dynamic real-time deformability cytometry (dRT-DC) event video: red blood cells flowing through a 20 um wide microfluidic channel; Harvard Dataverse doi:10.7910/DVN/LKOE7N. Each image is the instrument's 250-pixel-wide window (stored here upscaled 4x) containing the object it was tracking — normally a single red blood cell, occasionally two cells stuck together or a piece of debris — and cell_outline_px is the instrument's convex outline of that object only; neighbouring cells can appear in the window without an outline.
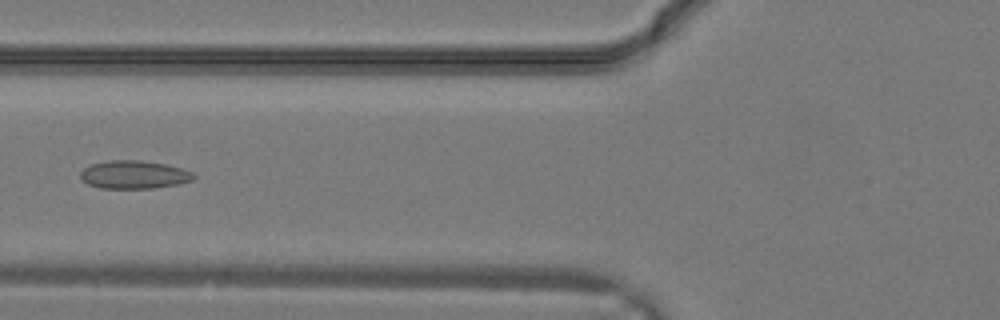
{"species": "common noctule bat (a hibernating species)", "species_latin": "Nyctalus noctula", "temperature_condition": "warm", "stored_images_in_passage": 10, "camera_frame_rate_fps": 3000, "um_per_image_px": 0.085, "animal": {"sex": "male", "body_mass_g": 19.2, "forearm_length_mm": 51.8}, "frame": {"image": 1, "passage_image": 7, "time_ms": 2.0, "image_size_px": [1000, 320], "cell_outline_px": [[196, 176], [192, 180], [176, 184], [152, 188], [100, 188], [88, 184], [80, 176], [80, 172], [84, 168], [92, 164], [108, 160], [140, 160], [164, 164], [180, 168], [192, 172]], "centroid_in_image_um": [11.37, 14.84], "position_along_channel_um": 114.4, "area_um2": 18.32}}
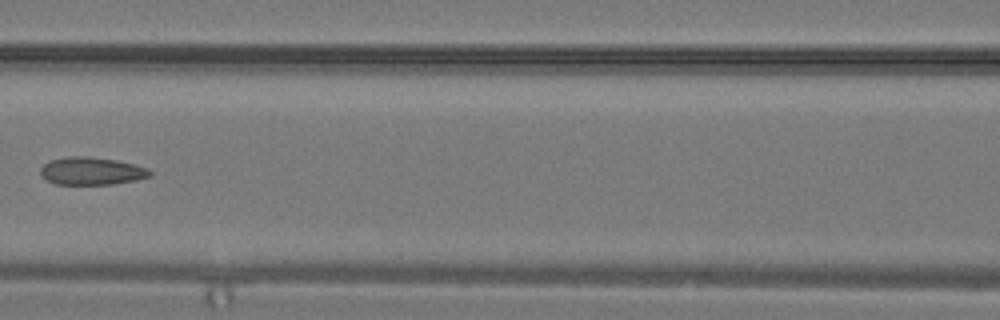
{"frame": {"image": 2, "passage_image": 9, "time_ms": 2.667, "image_size_px": [1000, 320], "cell_outline_px": [[152, 176], [136, 180], [112, 184], [56, 184], [48, 180], [40, 172], [40, 168], [48, 160], [68, 156], [88, 156], [116, 160], [148, 168], [152, 172]], "centroid_in_image_um": [7.79, 14.53], "position_along_channel_um": 158.8, "area_um2": 17.63}}